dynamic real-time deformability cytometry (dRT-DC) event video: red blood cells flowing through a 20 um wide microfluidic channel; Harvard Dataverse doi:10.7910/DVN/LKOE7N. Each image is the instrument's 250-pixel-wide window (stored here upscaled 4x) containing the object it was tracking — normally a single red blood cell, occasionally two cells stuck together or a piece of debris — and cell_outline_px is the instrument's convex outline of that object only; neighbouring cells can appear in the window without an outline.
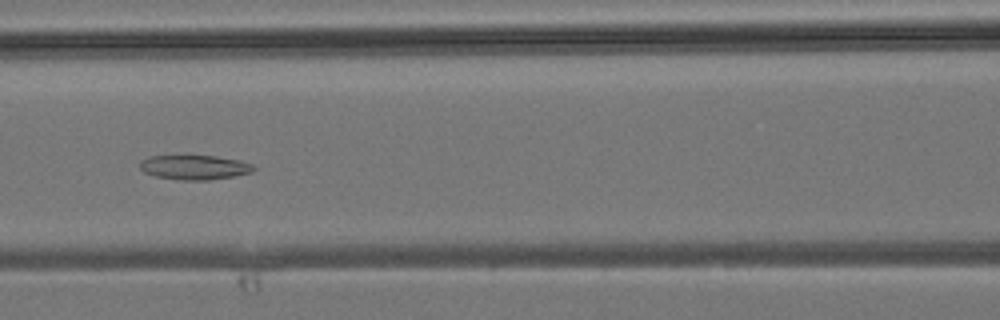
{"species": "common noctule bat (a hibernating species)", "species_latin": "Nyctalus noctula", "temperature_condition": "room temperature", "stored_images_in_passage": 15, "camera_frame_rate_fps": 3000, "um_per_image_px": 0.085, "animal": {"sex": "male", "body_mass_g": 19.2, "forearm_length_mm": 51.8}, "frame": {"image": 1, "passage_image": 9, "time_ms": 2.667, "image_size_px": [1000, 320], "cell_outline_px": [[256, 168], [252, 172], [236, 176], [208, 180], [180, 180], [156, 176], [144, 172], [140, 168], [140, 160], [148, 156], [216, 156], [240, 160], [252, 164]], "centroid_in_image_um": [16.55, 14.22], "position_along_channel_um": 150.1, "area_um2": 16.3}}
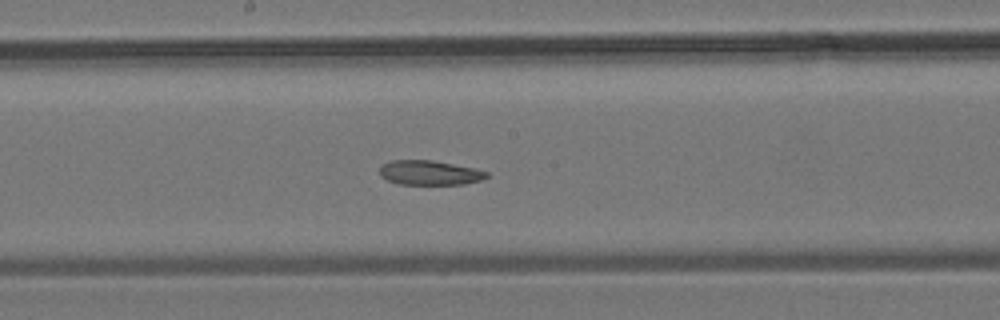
{"frame": {"image": 2, "passage_image": 13, "time_ms": 4.0, "image_size_px": [1000, 320], "cell_outline_px": [[488, 176], [484, 180], [464, 184], [400, 184], [388, 180], [380, 176], [380, 168], [384, 164], [392, 160], [432, 160], [472, 168], [488, 172]], "centroid_in_image_um": [36.53, 14.69], "position_along_channel_um": 211.7, "area_um2": 15.14}}
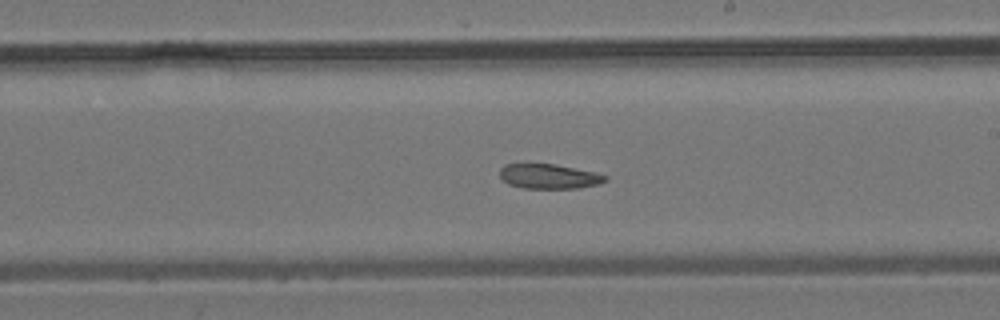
{"frame": {"image": 3, "passage_image": 15, "time_ms": 4.667, "image_size_px": [1000, 320], "cell_outline_px": [[608, 180], [600, 184], [580, 188], [524, 188], [508, 184], [500, 176], [500, 168], [504, 164], [556, 164], [596, 172], [608, 176]], "centroid_in_image_um": [46.71, 14.99], "position_along_channel_um": 242.3, "area_um2": 15.32}}